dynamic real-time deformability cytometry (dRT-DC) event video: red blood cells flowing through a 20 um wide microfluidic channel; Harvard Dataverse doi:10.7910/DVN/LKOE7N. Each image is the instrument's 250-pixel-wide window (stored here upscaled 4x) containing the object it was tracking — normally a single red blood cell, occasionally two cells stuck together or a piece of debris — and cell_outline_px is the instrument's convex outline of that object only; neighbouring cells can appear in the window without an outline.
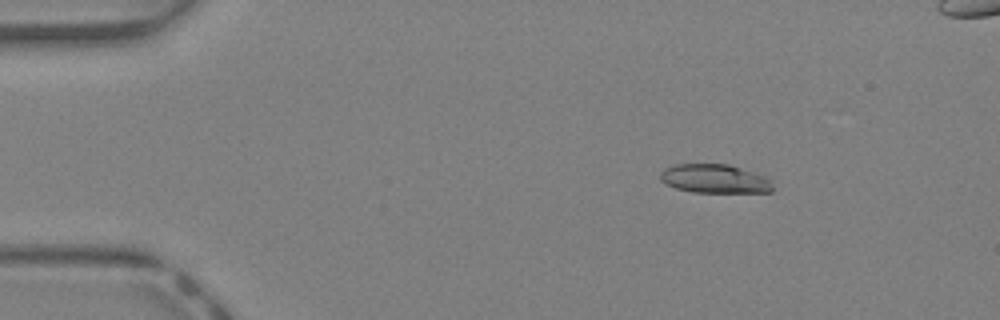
{"species": "Egyptian fruit bat (a non-hibernating species)", "species_latin": "Rousettus aegyptiacus", "temperature_condition": "warm", "stored_images_in_passage": 43, "camera_frame_rate_fps": 3000, "um_per_image_px": 0.085, "animal": {"sex": "female"}, "frame": {"image": 1, "passage_image": 7, "time_ms": 2.0, "image_size_px": [1000, 320], "cell_outline_px": [[772, 192], [692, 192], [676, 188], [660, 180], [660, 172], [664, 168], [676, 164], [728, 164], [756, 172], [764, 176], [768, 180], [772, 188]], "centroid_in_image_um": [60.72, 15.18], "position_along_channel_um": 24.3, "area_um2": 18.79}}
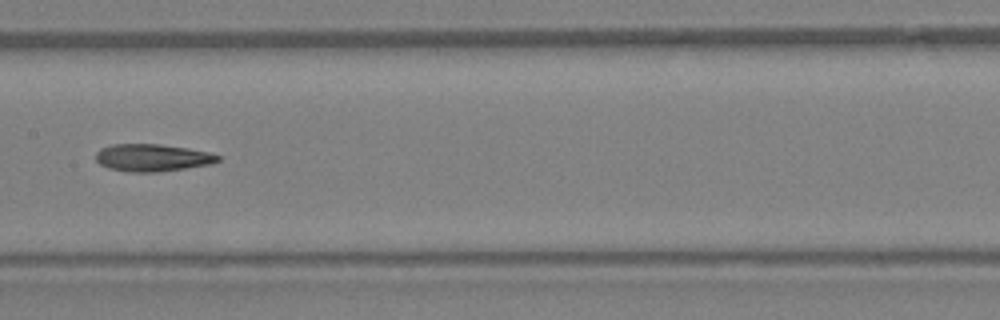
{"frame": {"image": 2, "passage_image": 22, "time_ms": 7.0, "image_size_px": [1000, 320], "cell_outline_px": [[220, 160], [212, 164], [156, 172], [132, 172], [108, 168], [100, 164], [96, 160], [96, 152], [100, 148], [112, 144], [160, 144], [188, 148], [212, 152], [220, 156]], "centroid_in_image_um": [12.96, 13.39], "position_along_channel_um": 194.4, "area_um2": 19.54}}
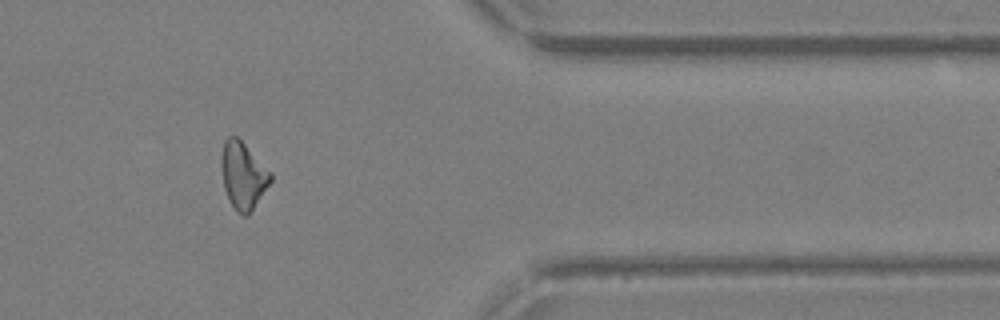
{"frame": {"image": 3, "passage_image": 35, "time_ms": 11.333, "image_size_px": [1000, 320], "cell_outline_px": [[272, 180], [248, 216], [244, 216], [236, 212], [224, 188], [220, 164], [220, 156], [224, 140], [228, 136], [236, 136], [272, 172]], "centroid_in_image_um": [20.65, 14.91], "position_along_channel_um": 390.8, "area_um2": 19.19}, "authors_computed_cell_mechanics": {"area_um2": 19.4208, "velocity_mm_per_s": 4.9956, "shape_relaxation_time_tau1_ms": null, "shape_relaxation_time_tau2_ms": 5.9805, "deformation_change_tau1": null, "deformation_change_tau2": 0.2124}}